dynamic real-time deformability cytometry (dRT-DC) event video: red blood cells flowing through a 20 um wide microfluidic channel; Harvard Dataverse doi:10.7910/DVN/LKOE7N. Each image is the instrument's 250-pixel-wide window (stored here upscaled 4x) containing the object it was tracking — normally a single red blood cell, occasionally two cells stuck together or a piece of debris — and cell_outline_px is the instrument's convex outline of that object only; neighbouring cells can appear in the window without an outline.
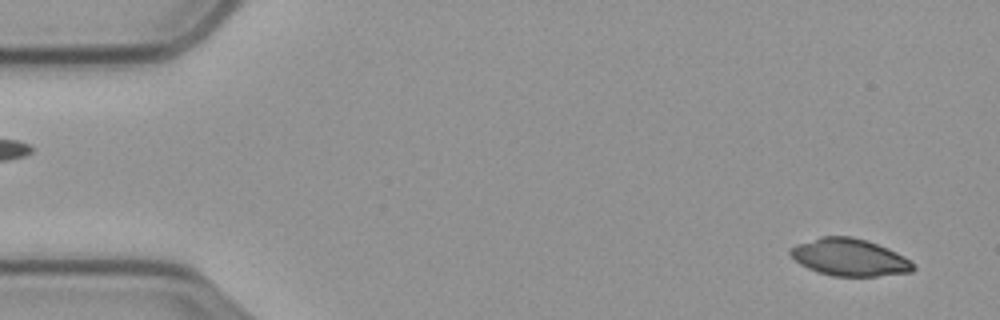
{"species": "common noctule bat (a hibernating species)", "species_latin": "Nyctalus noctula", "temperature_condition": "cold", "stored_images_in_passage": 58, "camera_frame_rate_fps": 3000, "um_per_image_px": 0.085, "animal": {"sex": "male", "body_mass_g": 23.1, "forearm_length_mm": 52.7}, "frame": {"image": 1, "passage_image": 3, "time_ms": 0.667, "image_size_px": [1000, 320], "cell_outline_px": [[916, 268], [912, 272], [876, 276], [832, 276], [816, 272], [800, 264], [788, 252], [788, 248], [796, 244], [820, 236], [852, 236], [868, 240], [888, 248], [904, 256], [916, 264]], "centroid_in_image_um": [72.21, 21.86], "position_along_channel_um": 12.8, "area_um2": 26.99}}
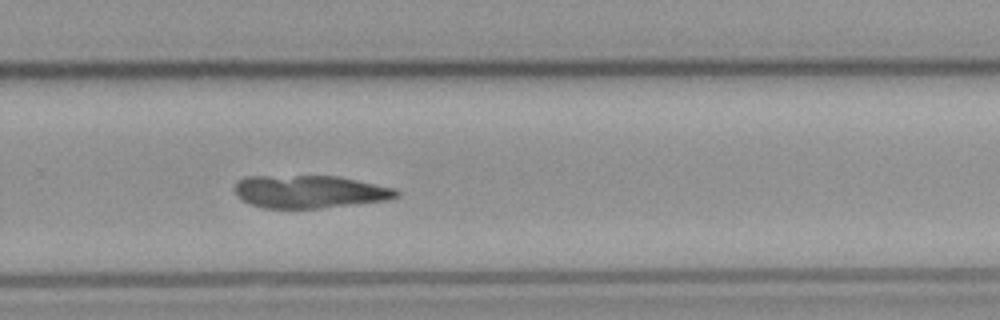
{"frame": {"image": 2, "passage_image": 38, "time_ms": 12.333, "image_size_px": [1000, 320], "cell_outline_px": [[400, 192], [396, 196], [388, 200], [320, 208], [264, 208], [248, 204], [236, 192], [236, 180], [244, 176], [336, 176], [396, 188]], "centroid_in_image_um": [26.31, 16.29], "position_along_channel_um": 303.5, "area_um2": 30.75}}
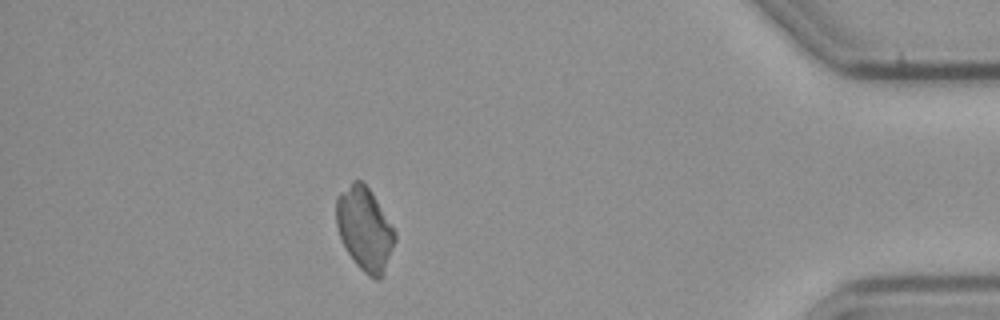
{"frame": {"image": 3, "passage_image": 51, "time_ms": 16.667, "image_size_px": [1000, 320], "cell_outline_px": [[396, 240], [380, 280], [376, 280], [368, 276], [356, 264], [348, 252], [340, 236], [336, 224], [336, 196], [352, 180], [360, 180], [368, 188], [376, 200], [396, 232]], "centroid_in_image_um": [30.98, 19.45], "position_along_channel_um": 404.2, "area_um2": 28.09}}